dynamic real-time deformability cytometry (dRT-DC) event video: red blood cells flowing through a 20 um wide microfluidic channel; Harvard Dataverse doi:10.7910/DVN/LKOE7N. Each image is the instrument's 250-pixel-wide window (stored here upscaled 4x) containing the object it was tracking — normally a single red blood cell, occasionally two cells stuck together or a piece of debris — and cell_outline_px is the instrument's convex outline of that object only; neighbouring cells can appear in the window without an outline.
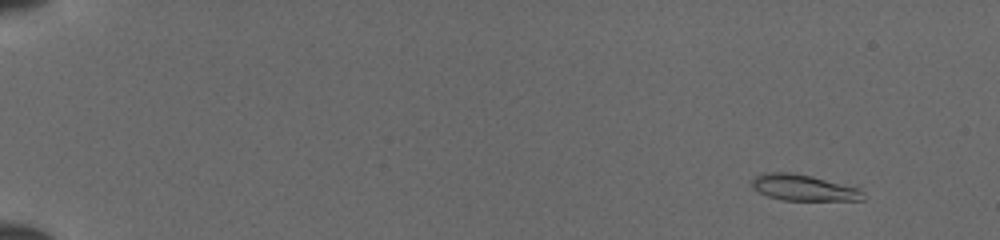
{"species": "common noctule bat (a hibernating species)", "species_latin": "Nyctalus noctula", "temperature_condition": "cold", "stored_images_in_passage": 50, "camera_frame_rate_fps": 3000, "um_per_image_px": 0.085, "animal": {"sex": "female", "body_mass_g": 19.5, "forearm_length_mm": 54.1}, "frame": {"image": 1, "passage_image": 4, "time_ms": 1.0, "image_size_px": [1000, 240], "cell_outline_px": [[864, 200], [784, 200], [768, 196], [752, 188], [752, 180], [756, 176], [764, 172], [792, 172], [812, 176], [860, 188], [864, 192]], "centroid_in_image_um": [68.32, 15.94], "position_along_channel_um": 16.7, "area_um2": 16.94}}
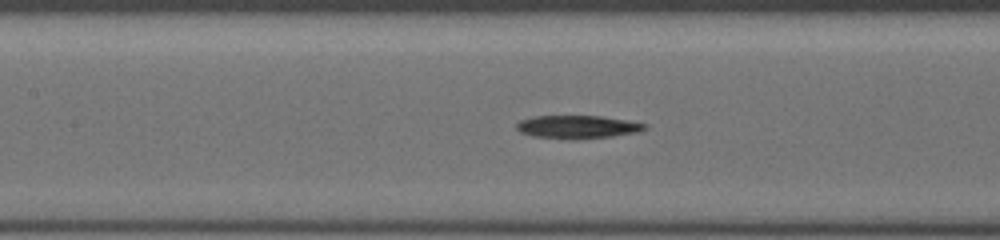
{"frame": {"image": 2, "passage_image": 25, "time_ms": 8.0, "image_size_px": [1000, 240], "cell_outline_px": [[648, 128], [640, 132], [612, 136], [572, 140], [568, 140], [532, 136], [520, 132], [516, 128], [516, 124], [520, 120], [532, 116], [600, 116], [628, 120], [648, 124]], "centroid_in_image_um": [49.1, 10.79], "position_along_channel_um": 158.3, "area_um2": 17.57}}
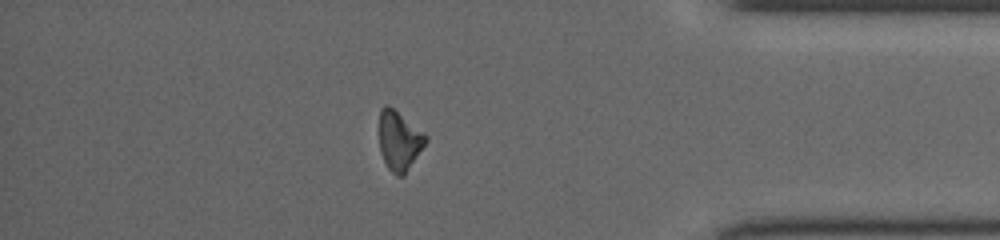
{"frame": {"image": 3, "passage_image": 44, "time_ms": 14.333, "image_size_px": [1000, 240], "cell_outline_px": [[428, 140], [404, 176], [396, 176], [388, 168], [380, 152], [380, 108], [384, 104], [388, 104], [424, 132], [428, 136]], "centroid_in_image_um": [33.95, 11.95], "position_along_channel_um": 401.3, "area_um2": 16.13}}